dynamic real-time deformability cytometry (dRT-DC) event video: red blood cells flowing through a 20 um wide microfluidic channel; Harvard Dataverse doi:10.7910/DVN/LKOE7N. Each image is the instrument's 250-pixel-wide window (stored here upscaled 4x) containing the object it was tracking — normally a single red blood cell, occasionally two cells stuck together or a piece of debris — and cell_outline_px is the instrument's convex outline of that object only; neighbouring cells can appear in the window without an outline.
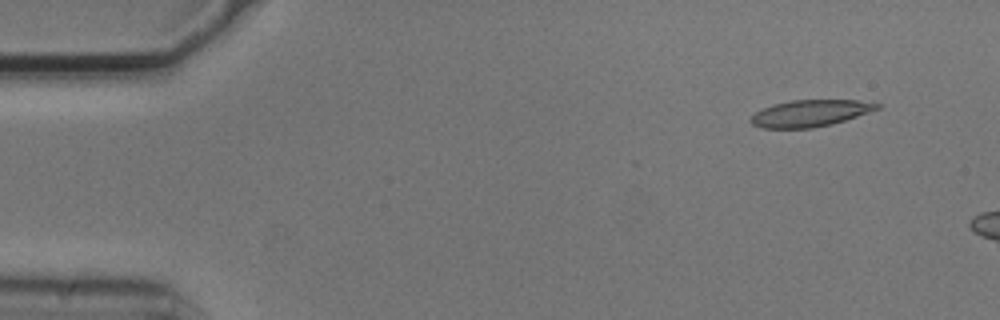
{"species": "common noctule bat (a hibernating species)", "species_latin": "Nyctalus noctula", "temperature_condition": "cold", "stored_images_in_passage": 4, "camera_frame_rate_fps": 3000, "um_per_image_px": 0.085, "animal": {"sex": "male", "body_mass_g": 20.5, "forearm_length_mm": 52.5}, "frame": {"image": 1, "passage_image": 2, "time_ms": 0.333, "image_size_px": [1000, 320], "cell_outline_px": [[884, 104], [880, 108], [832, 124], [812, 128], [760, 128], [752, 124], [748, 120], [756, 112], [772, 104], [792, 100], [856, 100]], "centroid_in_image_um": [68.84, 9.62], "position_along_channel_um": 16.2, "area_um2": 19.59}}